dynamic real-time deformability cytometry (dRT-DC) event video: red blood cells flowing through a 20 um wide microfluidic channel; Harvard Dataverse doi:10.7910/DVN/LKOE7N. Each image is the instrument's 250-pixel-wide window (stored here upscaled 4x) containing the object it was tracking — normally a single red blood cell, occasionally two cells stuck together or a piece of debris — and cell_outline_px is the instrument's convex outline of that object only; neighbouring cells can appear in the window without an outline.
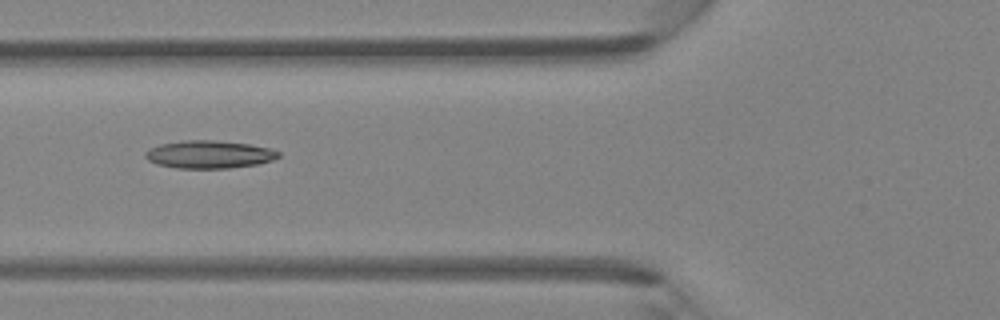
{"species": "Egyptian fruit bat (a non-hibernating species)", "species_latin": "Rousettus aegyptiacus", "temperature_condition": "room temperature", "stored_images_in_passage": 2, "camera_frame_rate_fps": 3000, "um_per_image_px": 0.085, "animal": {"sex": "female"}, "frame": {"image": 1, "passage_image": 2, "time_ms": 1.0, "image_size_px": [1000, 320], "cell_outline_px": [[280, 156], [272, 160], [260, 164], [228, 168], [176, 168], [156, 164], [148, 160], [144, 156], [144, 152], [148, 148], [160, 144], [184, 140], [212, 140], [248, 144], [268, 148], [280, 152]], "centroid_in_image_um": [17.74, 13.13], "position_along_channel_um": 108.1, "area_um2": 21.62}}